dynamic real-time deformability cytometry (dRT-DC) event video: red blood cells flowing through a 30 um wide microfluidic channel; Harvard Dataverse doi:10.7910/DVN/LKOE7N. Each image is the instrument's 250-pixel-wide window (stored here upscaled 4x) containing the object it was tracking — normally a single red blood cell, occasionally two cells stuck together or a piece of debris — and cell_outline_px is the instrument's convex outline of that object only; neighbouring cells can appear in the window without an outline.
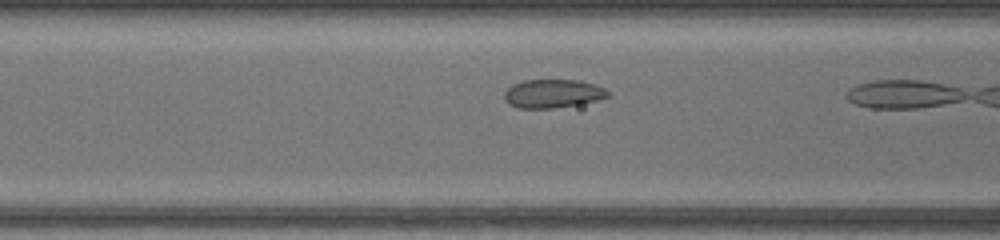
{"species": "common noctule bat (a hibernating species)", "species_latin": "Nyctalus noctula", "temperature_condition": "warm", "stored_images_in_passage": 9, "camera_frame_rate_fps": 3000, "um_per_image_px": 0.085, "animal": {"sex": "female", "body_mass_g": 17.0, "forearm_length_mm": 48.0}, "frame": {"image": 1, "passage_image": 8, "time_ms": 2.333, "image_size_px": [1000, 240], "cell_outline_px": [[612, 96], [580, 104], [556, 108], [520, 108], [508, 104], [504, 100], [504, 92], [512, 84], [524, 80], [576, 80], [596, 84], [604, 88]], "centroid_in_image_um": [46.98, 7.96], "position_along_channel_um": 119.6, "area_um2": 17.34}}